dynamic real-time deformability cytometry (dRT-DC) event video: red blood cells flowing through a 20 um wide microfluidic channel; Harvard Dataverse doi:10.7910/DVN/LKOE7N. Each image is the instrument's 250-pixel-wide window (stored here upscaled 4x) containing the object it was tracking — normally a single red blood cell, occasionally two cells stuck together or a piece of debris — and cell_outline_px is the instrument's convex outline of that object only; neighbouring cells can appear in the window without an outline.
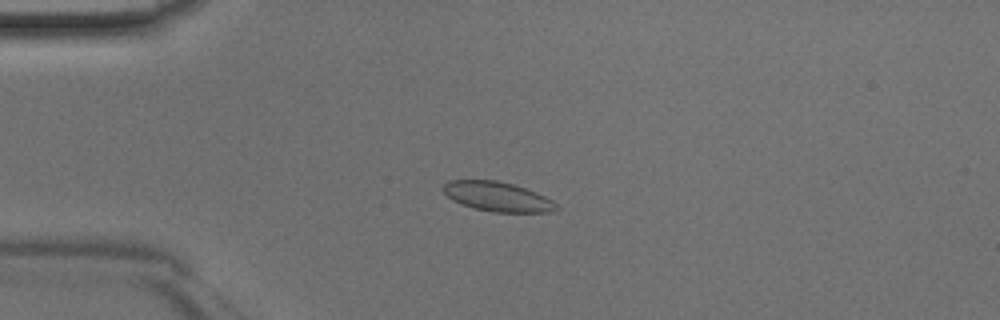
{"species": "Egyptian fruit bat (a non-hibernating species)", "species_latin": "Rousettus aegyptiacus", "temperature_condition": "room temperature", "stored_images_in_passage": 47, "camera_frame_rate_fps": 3000, "um_per_image_px": 0.085, "animal": {"sex": "male"}, "frame": {"image": 1, "passage_image": 12, "time_ms": 3.667, "image_size_px": [1000, 320], "cell_outline_px": [[560, 208], [552, 212], [492, 212], [476, 208], [452, 200], [440, 188], [448, 180], [496, 180], [512, 184], [536, 192], [552, 200]], "centroid_in_image_um": [42.28, 16.71], "position_along_channel_um": 42.7, "area_um2": 19.36}}
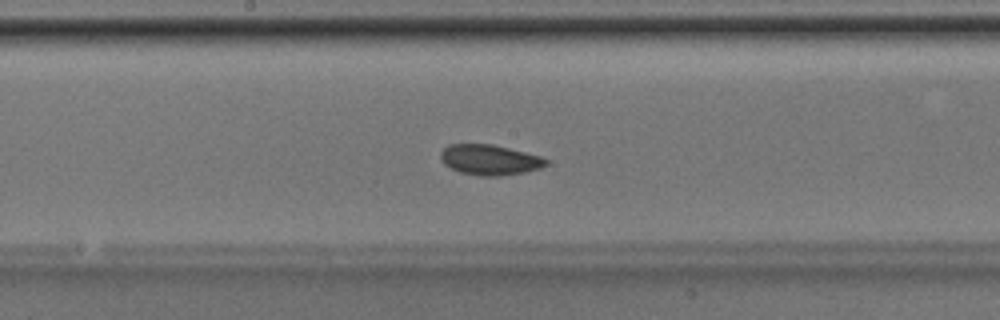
{"frame": {"image": 2, "passage_image": 25, "time_ms": 8.0, "image_size_px": [1000, 320], "cell_outline_px": [[548, 164], [540, 168], [524, 172], [500, 176], [480, 176], [460, 172], [444, 164], [440, 156], [440, 152], [448, 144], [492, 144], [540, 156], [548, 160]], "centroid_in_image_um": [41.61, 13.58], "position_along_channel_um": 206.6, "area_um2": 18.55}}
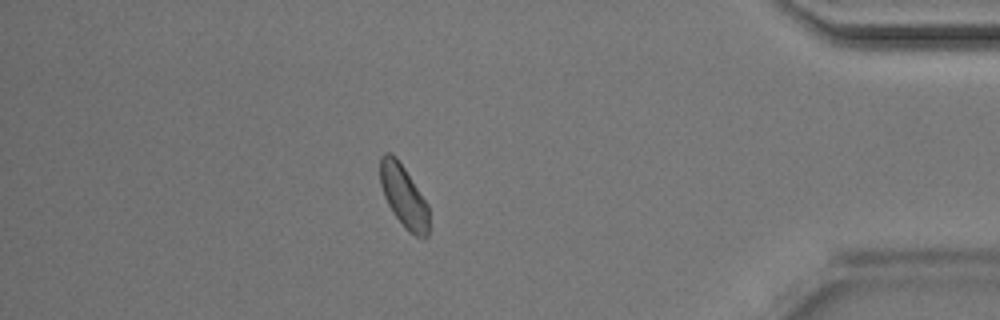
{"frame": {"image": 3, "passage_image": 41, "time_ms": 13.333, "image_size_px": [1000, 320], "cell_outline_px": [[428, 236], [424, 240], [408, 232], [392, 212], [384, 196], [380, 184], [380, 156], [384, 152], [388, 152], [396, 156], [428, 204]], "centroid_in_image_um": [34.31, 16.69], "position_along_channel_um": 400.9, "area_um2": 17.74}}